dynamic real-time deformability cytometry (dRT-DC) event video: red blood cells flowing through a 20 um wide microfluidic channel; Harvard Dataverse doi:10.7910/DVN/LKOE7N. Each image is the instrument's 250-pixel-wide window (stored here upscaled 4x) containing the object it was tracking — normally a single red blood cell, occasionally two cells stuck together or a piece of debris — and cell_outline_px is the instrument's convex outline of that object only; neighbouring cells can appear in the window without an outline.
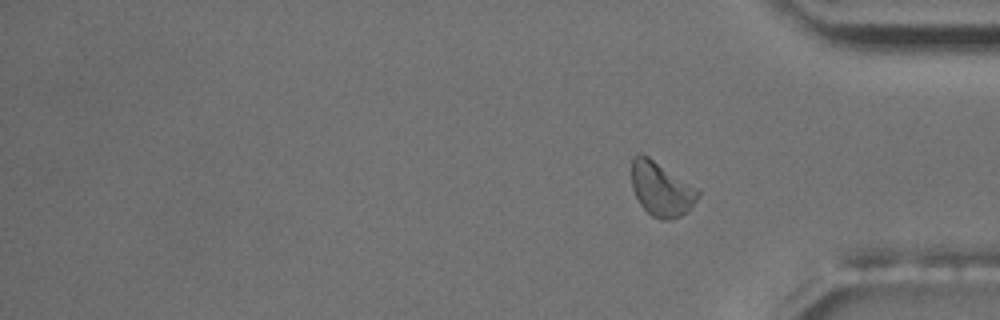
{"species": "common noctule bat (a hibernating species)", "species_latin": "Nyctalus noctula", "temperature_condition": "room temperature", "stored_images_in_passage": 16, "camera_frame_rate_fps": 3000, "um_per_image_px": 0.085, "animal": {"sex": "male", "body_mass_g": 17.5, "forearm_length_mm": 52.3}, "frame": {"image": 1, "passage_image": 16, "time_ms": 5.0, "image_size_px": [1000, 320], "cell_outline_px": [[700, 196], [680, 216], [672, 220], [660, 220], [652, 216], [640, 204], [632, 188], [632, 160], [640, 152], [648, 156], [700, 188]], "centroid_in_image_um": [56.22, 16.06], "position_along_channel_um": 379.0, "area_um2": 21.04}}